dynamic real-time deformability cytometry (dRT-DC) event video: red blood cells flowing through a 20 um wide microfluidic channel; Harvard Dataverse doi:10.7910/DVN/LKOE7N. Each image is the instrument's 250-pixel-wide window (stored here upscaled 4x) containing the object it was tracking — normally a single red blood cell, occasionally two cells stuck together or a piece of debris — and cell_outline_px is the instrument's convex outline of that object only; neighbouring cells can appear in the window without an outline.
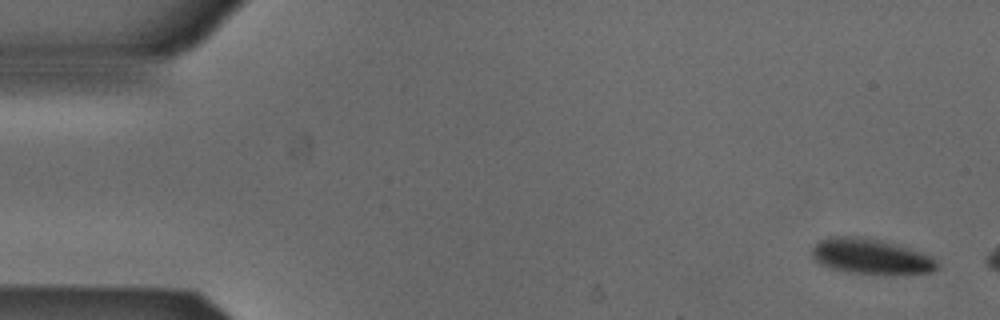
{"species": "Egyptian fruit bat (a non-hibernating species)", "species_latin": "Rousettus aegyptiacus", "temperature_condition": "cold", "stored_images_in_passage": 7, "camera_frame_rate_fps": 3000, "um_per_image_px": 0.085, "animal": {"sex": "male"}, "frame": {"image": 1, "passage_image": 2, "time_ms": 0.333, "image_size_px": [1000, 320], "cell_outline_px": [[936, 268], [932, 272], [848, 272], [828, 268], [812, 260], [812, 248], [820, 240], [828, 236], [844, 236], [876, 240], [924, 252], [936, 264]], "centroid_in_image_um": [73.88, 21.77], "position_along_channel_um": 11.1, "area_um2": 24.57}}